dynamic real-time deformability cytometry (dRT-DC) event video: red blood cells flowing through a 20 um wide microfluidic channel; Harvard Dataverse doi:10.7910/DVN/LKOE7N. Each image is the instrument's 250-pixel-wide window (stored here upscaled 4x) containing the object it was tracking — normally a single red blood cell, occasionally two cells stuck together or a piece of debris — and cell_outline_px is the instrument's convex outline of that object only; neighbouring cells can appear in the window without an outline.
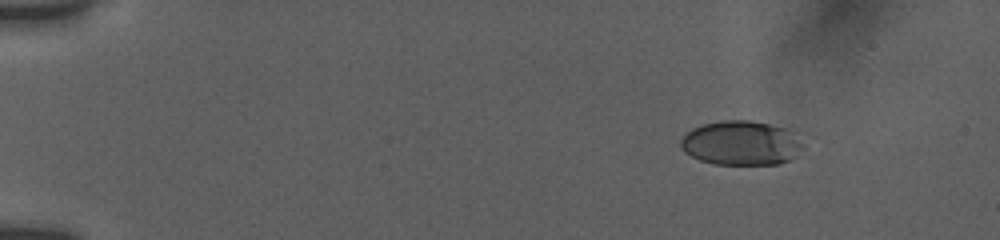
{"species": "human", "species_latin": "Homo sapiens", "temperature_condition": "room temperature", "stored_images_in_passage": 6, "camera_frame_rate_fps": 3000, "um_per_image_px": 0.085, "donor": {"sex": "female"}, "frame": {"image": 1, "passage_image": 3, "time_ms": 2.333, "image_size_px": [1000, 240], "cell_outline_px": [[808, 132], [804, 148], [792, 160], [780, 164], [712, 164], [700, 160], [684, 152], [680, 148], [680, 140], [684, 132], [700, 124], [720, 120], [748, 120]], "centroid_in_image_um": [63.13, 12.13], "position_along_channel_um": 21.9, "area_um2": 33.18}}
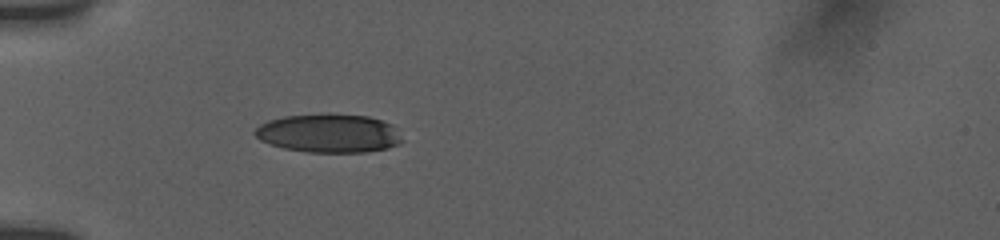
{"frame": {"image": 2, "passage_image": 6, "time_ms": 6.0, "image_size_px": [1000, 240], "cell_outline_px": [[404, 140], [400, 144], [388, 148], [364, 152], [308, 152], [284, 148], [260, 140], [252, 132], [260, 124], [268, 120], [284, 116], [368, 116], [392, 124]], "centroid_in_image_um": [27.97, 11.36], "position_along_channel_um": 57.0, "area_um2": 32.37}}